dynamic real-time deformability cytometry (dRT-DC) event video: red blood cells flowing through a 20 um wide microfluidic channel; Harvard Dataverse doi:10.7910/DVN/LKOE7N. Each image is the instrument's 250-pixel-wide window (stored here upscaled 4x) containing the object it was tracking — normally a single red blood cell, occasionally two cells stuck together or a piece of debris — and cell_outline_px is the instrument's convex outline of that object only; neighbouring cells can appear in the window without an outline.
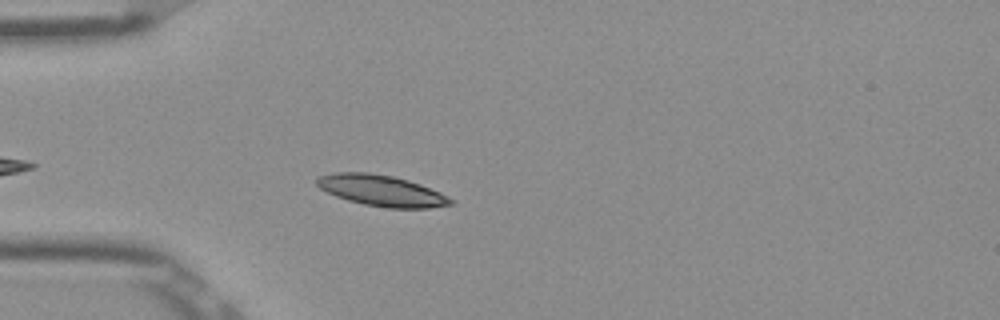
{"species": "Egyptian fruit bat (a non-hibernating species)", "species_latin": "Rousettus aegyptiacus", "temperature_condition": "room temperature", "stored_images_in_passage": 40, "camera_frame_rate_fps": 3000, "um_per_image_px": 0.085, "frame": {"image": 1, "passage_image": 5, "time_ms": 1.333, "image_size_px": [1000, 320], "cell_outline_px": [[456, 200], [452, 204], [428, 208], [388, 208], [364, 204], [348, 200], [336, 196], [320, 188], [316, 184], [316, 176], [336, 172], [368, 172], [392, 176], [408, 180], [420, 184], [440, 192]], "centroid_in_image_um": [32.43, 16.2], "position_along_channel_um": 52.6, "area_um2": 24.22}}
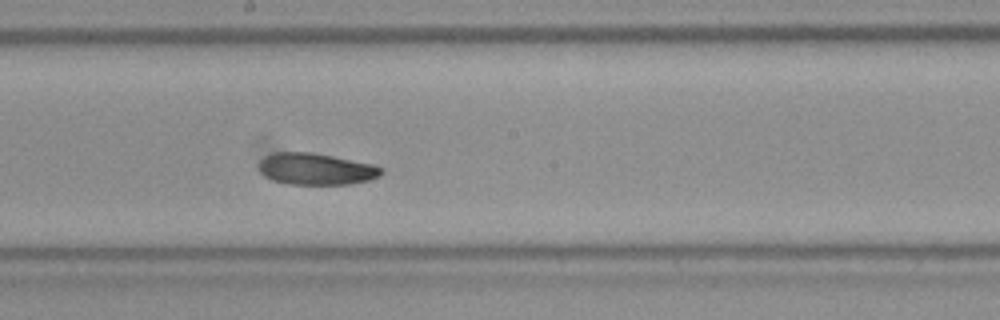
{"frame": {"image": 2, "passage_image": 19, "time_ms": 6.0, "image_size_px": [1000, 320], "cell_outline_px": [[384, 172], [380, 176], [368, 180], [348, 184], [288, 184], [272, 180], [264, 176], [260, 172], [260, 160], [264, 156], [272, 152], [312, 152], [372, 164], [384, 168]], "centroid_in_image_um": [26.85, 14.36], "position_along_channel_um": 221.4, "area_um2": 22.6}}
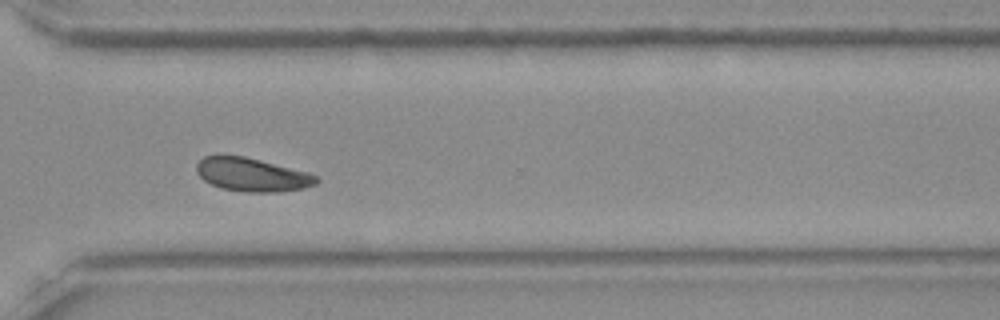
{"frame": {"image": 3, "passage_image": 29, "time_ms": 9.333, "image_size_px": [1000, 320], "cell_outline_px": [[320, 180], [316, 184], [304, 188], [276, 192], [248, 192], [220, 188], [204, 180], [196, 172], [196, 164], [204, 156], [244, 156], [308, 172], [316, 176]], "centroid_in_image_um": [21.43, 14.85], "position_along_channel_um": 349.2, "area_um2": 23.18}, "authors_computed_cell_mechanics": {"area_um2": 22.6865, "velocity_mm_per_s": 3.8377, "shape_relaxation_time_tau1_ms": 3.835, "shape_relaxation_time_tau2_ms": 3.6613, "deformation_change_tau1": 0.1015, "deformation_change_tau2": 0.0808}}